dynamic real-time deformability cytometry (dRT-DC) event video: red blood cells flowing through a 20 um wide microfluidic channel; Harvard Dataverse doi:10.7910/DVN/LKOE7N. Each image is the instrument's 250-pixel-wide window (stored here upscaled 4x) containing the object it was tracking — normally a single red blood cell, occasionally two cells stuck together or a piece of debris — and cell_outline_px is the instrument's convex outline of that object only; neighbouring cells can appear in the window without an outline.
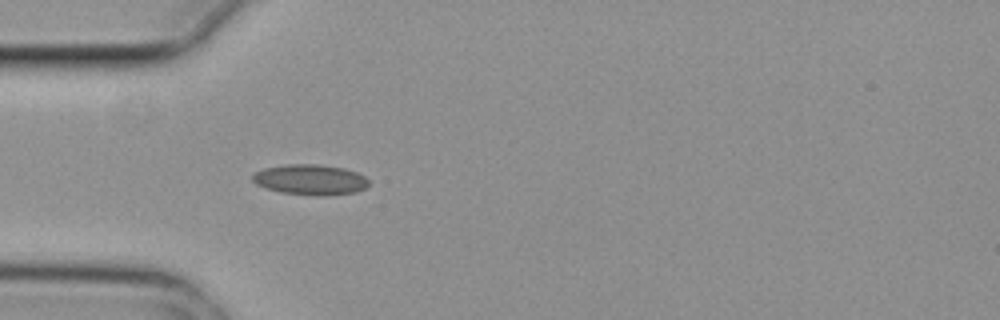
{"species": "common noctule bat (a hibernating species)", "species_latin": "Nyctalus noctula", "temperature_condition": "cold", "stored_images_in_passage": 1, "camera_frame_rate_fps": 3000, "um_per_image_px": 0.085, "animal": {"sex": "female", "body_mass_g": 29.2, "forearm_length_mm": 56.3}, "frame": {"image": 1, "passage_image": 1, "time_ms": 0.0, "image_size_px": [1000, 320], "cell_outline_px": [[368, 184], [364, 188], [356, 192], [324, 196], [316, 196], [280, 192], [264, 188], [256, 184], [252, 180], [252, 176], [256, 172], [264, 168], [288, 164], [320, 164], [344, 168], [356, 172], [364, 176], [368, 180]], "centroid_in_image_um": [26.36, 15.27], "position_along_channel_um": 58.6, "area_um2": 20.69}}